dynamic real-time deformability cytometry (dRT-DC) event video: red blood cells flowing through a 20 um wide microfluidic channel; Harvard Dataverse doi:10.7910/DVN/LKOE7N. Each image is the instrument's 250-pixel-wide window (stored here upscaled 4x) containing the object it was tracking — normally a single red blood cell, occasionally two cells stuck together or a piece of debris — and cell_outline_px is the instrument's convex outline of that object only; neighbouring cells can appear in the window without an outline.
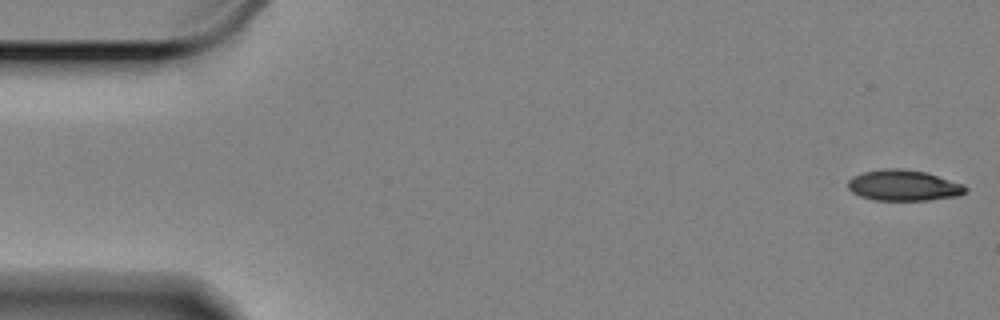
{"species": "Egyptian fruit bat (a non-hibernating species)", "species_latin": "Rousettus aegyptiacus", "temperature_condition": "cold", "stored_images_in_passage": 59, "camera_frame_rate_fps": 3000, "um_per_image_px": 0.085, "animal": {"sex": "female"}, "frame": {"image": 1, "passage_image": 1, "time_ms": 0.0, "image_size_px": [1000, 320], "cell_outline_px": [[968, 188], [960, 196], [928, 200], [876, 200], [860, 196], [852, 192], [848, 188], [848, 180], [852, 176], [864, 172], [880, 168], [904, 168], [928, 172], [964, 184]], "centroid_in_image_um": [76.82, 15.74], "position_along_channel_um": 8.2, "area_um2": 21.44}}
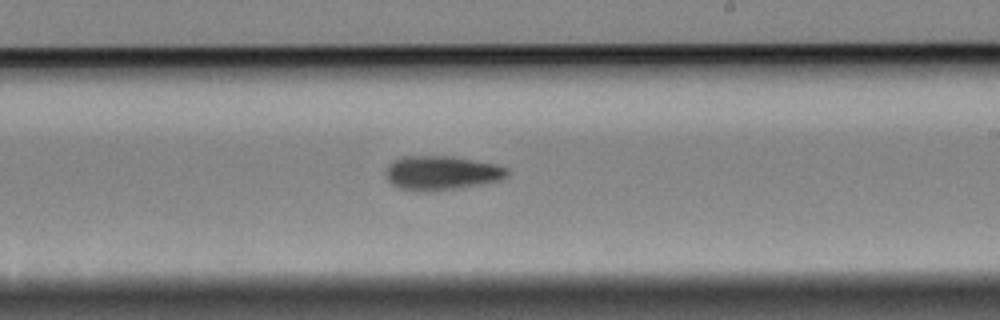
{"frame": {"image": 2, "passage_image": 34, "time_ms": 11.0, "image_size_px": [1000, 320], "cell_outline_px": [[508, 176], [500, 180], [484, 184], [464, 188], [432, 192], [416, 192], [396, 188], [384, 176], [384, 172], [388, 164], [392, 160], [400, 156], [452, 156], [496, 164], [508, 168]], "centroid_in_image_um": [37.49, 14.72], "position_along_channel_um": 251.5, "area_um2": 25.03}}
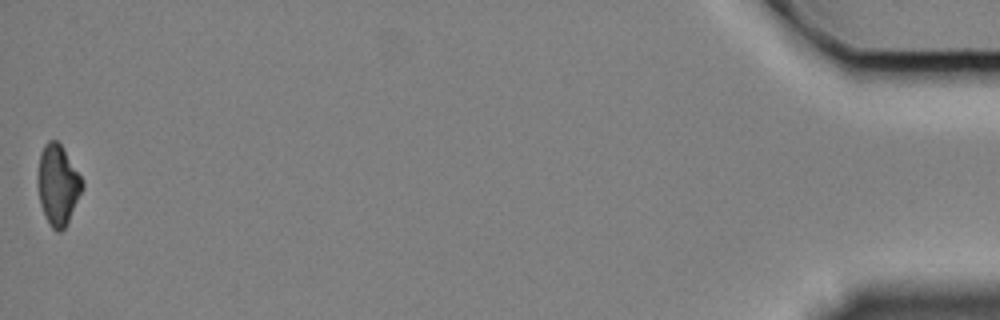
{"frame": {"image": 3, "passage_image": 59, "time_ms": 19.333, "image_size_px": [1000, 320], "cell_outline_px": [[84, 188], [64, 228], [60, 232], [56, 232], [48, 224], [40, 204], [36, 180], [36, 176], [40, 152], [44, 144], [48, 140], [56, 140], [64, 148], [84, 180]], "centroid_in_image_um": [4.9, 15.69], "position_along_channel_um": 430.3, "area_um2": 21.27}, "authors_computed_cell_mechanics": {"area_um2": 22.7732, "velocity_mm_per_s": 3.3093, "shape_relaxation_time_tau1_ms": 4.0711, "shape_relaxation_time_tau2_ms": null, "deformation_change_tau1": 0.116, "deformation_change_tau2": null}}